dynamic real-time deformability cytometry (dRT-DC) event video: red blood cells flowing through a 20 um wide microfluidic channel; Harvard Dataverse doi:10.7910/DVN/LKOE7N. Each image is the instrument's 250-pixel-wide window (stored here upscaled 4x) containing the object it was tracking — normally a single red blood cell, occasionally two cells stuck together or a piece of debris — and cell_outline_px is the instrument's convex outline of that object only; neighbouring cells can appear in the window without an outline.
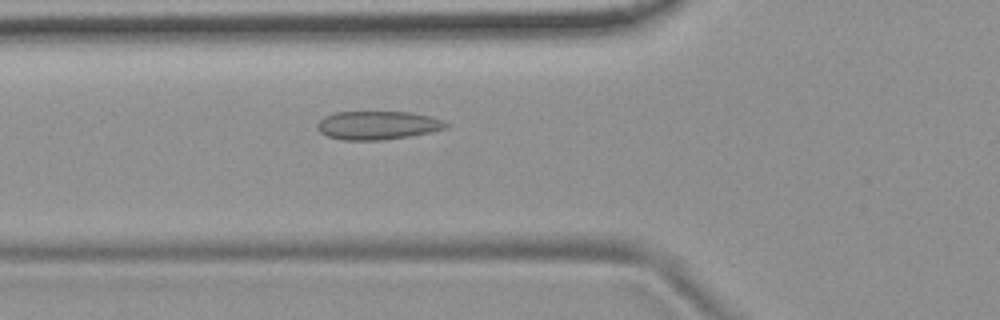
{"species": "common noctule bat (a hibernating species)", "species_latin": "Nyctalus noctula", "temperature_condition": "room temperature", "stored_images_in_passage": 50, "camera_frame_rate_fps": 3000, "um_per_image_px": 0.085, "animal": {"sex": "female", "body_mass_g": 19.9}, "frame": {"image": 1, "passage_image": 20, "time_ms": 6.333, "image_size_px": [1000, 320], "cell_outline_px": [[448, 128], [432, 132], [384, 140], [340, 140], [328, 136], [320, 132], [316, 128], [316, 124], [324, 116], [336, 112], [412, 112], [432, 116], [444, 120], [448, 124]], "centroid_in_image_um": [32.12, 10.65], "position_along_channel_um": 93.7, "area_um2": 21.62}}
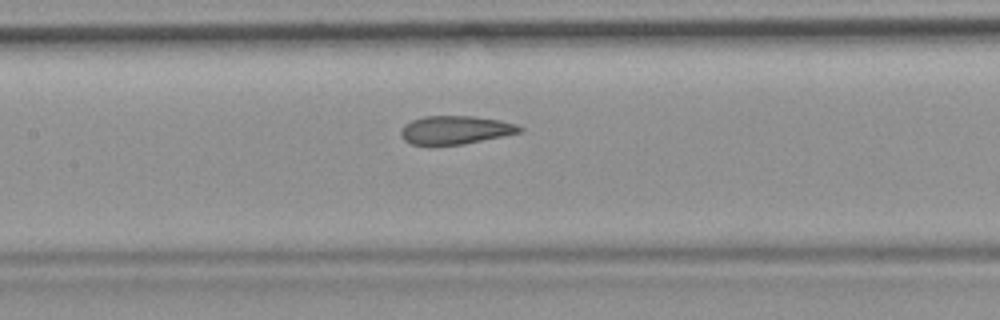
{"frame": {"image": 2, "passage_image": 26, "time_ms": 8.333, "image_size_px": [1000, 320], "cell_outline_px": [[524, 128], [520, 132], [464, 144], [432, 148], [412, 144], [404, 140], [400, 132], [400, 128], [404, 124], [412, 120], [424, 116], [476, 116], [500, 120], [516, 124]], "centroid_in_image_um": [38.63, 11.08], "position_along_channel_um": 168.8, "area_um2": 20.23}}
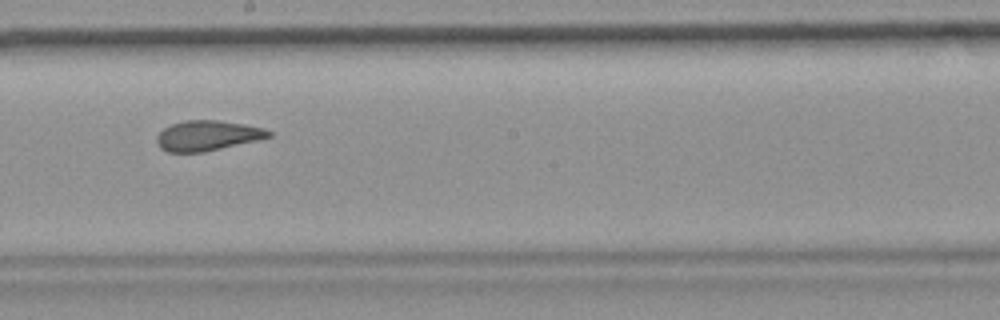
{"frame": {"image": 3, "passage_image": 31, "time_ms": 10.0, "image_size_px": [1000, 320], "cell_outline_px": [[272, 136], [260, 140], [204, 152], [168, 152], [160, 148], [156, 140], [156, 136], [164, 128], [172, 124], [184, 120], [216, 120], [244, 124], [264, 128], [272, 132]], "centroid_in_image_um": [17.65, 11.53], "position_along_channel_um": 230.6, "area_um2": 19.77}, "authors_computed_cell_mechanics": {"area_um2": 20.8658, "velocity_mm_per_s": 3.7325, "shape_relaxation_time_tau1_ms": 10.8797, "shape_relaxation_time_tau2_ms": 1.3097, "deformation_change_tau1": 0.1901, "deformation_change_tau2": 0.0756}}